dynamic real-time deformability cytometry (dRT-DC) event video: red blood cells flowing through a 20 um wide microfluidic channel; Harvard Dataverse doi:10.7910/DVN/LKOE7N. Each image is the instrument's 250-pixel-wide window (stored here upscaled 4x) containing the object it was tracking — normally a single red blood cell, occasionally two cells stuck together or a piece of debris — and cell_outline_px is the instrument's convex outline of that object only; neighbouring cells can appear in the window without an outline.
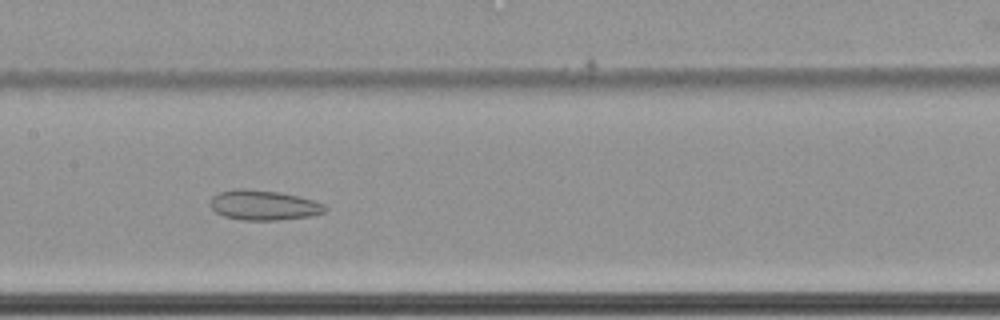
{"species": "common noctule bat (a hibernating species)", "species_latin": "Nyctalus noctula", "temperature_condition": "cold", "stored_images_in_passage": 66, "camera_frame_rate_fps": 3000, "um_per_image_px": 0.085, "animal": {"sex": "female", "body_mass_g": 22.7, "forearm_length_mm": 54.2}, "frame": {"image": 1, "passage_image": 37, "time_ms": 12.0, "image_size_px": [1000, 320], "cell_outline_px": [[328, 208], [324, 212], [312, 216], [276, 220], [244, 220], [224, 216], [216, 212], [212, 208], [212, 196], [220, 192], [236, 188], [244, 188], [280, 192], [300, 196], [324, 204]], "centroid_in_image_um": [22.44, 17.43], "position_along_channel_um": 185.0, "area_um2": 20.0}}
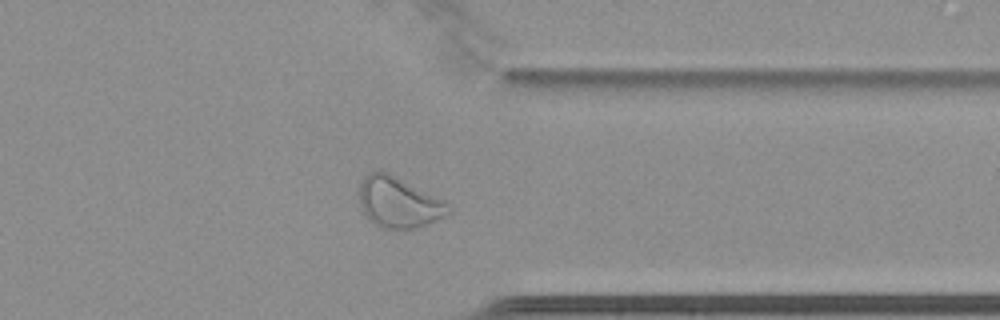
{"frame": {"image": 2, "passage_image": 54, "time_ms": 17.667, "image_size_px": [1000, 320], "cell_outline_px": [[452, 212], [420, 228], [380, 228], [368, 220], [360, 204], [360, 184], [364, 176], [368, 172], [388, 172], [444, 200], [452, 208]], "centroid_in_image_um": [33.9, 17.21], "position_along_channel_um": 377.5, "area_um2": 26.3}}
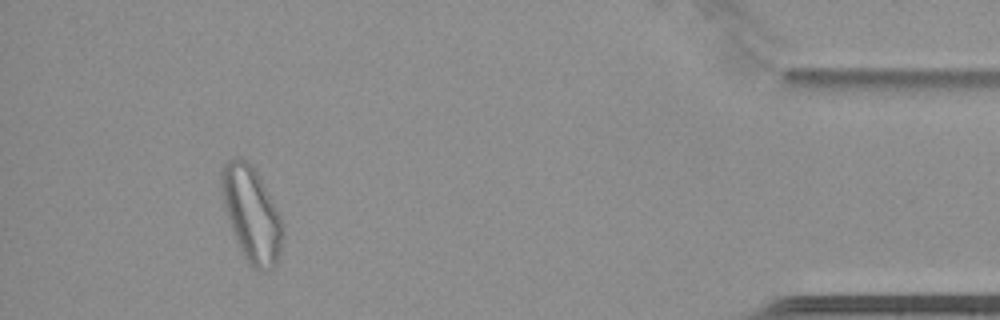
{"frame": {"image": 3, "passage_image": 62, "time_ms": 20.333, "image_size_px": [1000, 320], "cell_outline_px": [[284, 236], [280, 252], [276, 264], [272, 268], [264, 272], [252, 268], [248, 264], [232, 232], [228, 220], [224, 204], [220, 184], [220, 172], [224, 164], [232, 160], [244, 160], [252, 164], [276, 208], [280, 216], [284, 228]], "centroid_in_image_um": [21.39, 18.27], "position_along_channel_um": 413.8, "area_um2": 33.58}, "authors_computed_cell_mechanics": {"area_um2": 29.7381, "velocity_mm_per_s": 3.424, "shape_relaxation_time_tau1_ms": null, "shape_relaxation_time_tau2_ms": 3.7855, "deformation_change_tau1": null, "deformation_change_tau2": 0.0928}}